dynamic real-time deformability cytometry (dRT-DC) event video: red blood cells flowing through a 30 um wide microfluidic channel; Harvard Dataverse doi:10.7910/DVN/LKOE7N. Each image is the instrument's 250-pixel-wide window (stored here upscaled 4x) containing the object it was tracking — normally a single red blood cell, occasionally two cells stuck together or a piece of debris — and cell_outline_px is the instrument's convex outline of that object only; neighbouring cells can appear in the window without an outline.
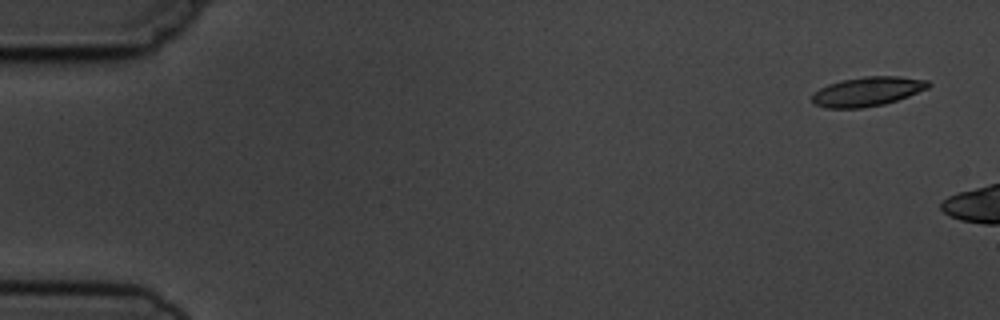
{"species": "common noctule bat (a hibernating species)", "species_latin": "Nyctalus noctula", "temperature_condition": "cold", "stored_images_in_passage": 4, "camera_frame_rate_fps": 3000, "um_per_image_px": 0.085, "animal": {"sex": "male", "body_mass_g": 19.5, "forearm_length_mm": 54.6}, "frame": {"image": 1, "passage_image": 1, "time_ms": 0.0, "image_size_px": [1000, 320], "cell_outline_px": [[932, 84], [928, 88], [908, 96], [884, 104], [860, 108], [828, 108], [816, 104], [812, 100], [812, 92], [828, 84], [840, 80], [864, 76], [900, 76], [928, 80]], "centroid_in_image_um": [73.73, 7.76], "position_along_channel_um": 11.3, "area_um2": 19.88}}